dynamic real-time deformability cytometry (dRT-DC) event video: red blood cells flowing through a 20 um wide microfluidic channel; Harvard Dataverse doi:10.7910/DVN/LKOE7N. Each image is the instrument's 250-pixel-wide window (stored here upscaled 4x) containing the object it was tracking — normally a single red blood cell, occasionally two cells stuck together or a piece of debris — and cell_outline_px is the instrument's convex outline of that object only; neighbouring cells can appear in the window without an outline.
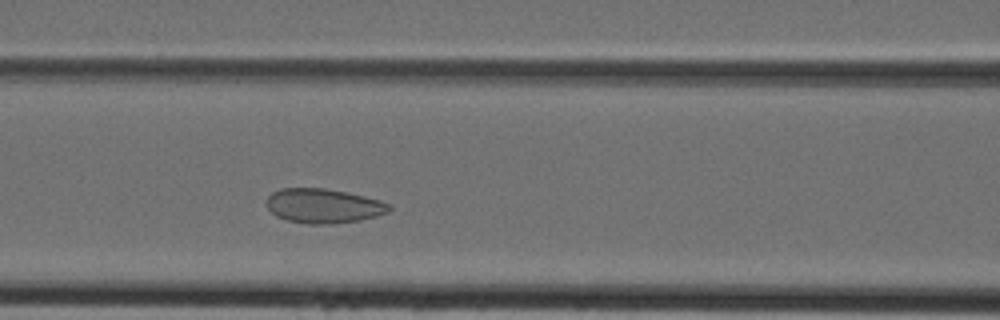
{"species": "Egyptian fruit bat (a non-hibernating species)", "species_latin": "Rousettus aegyptiacus", "temperature_condition": "cold", "stored_images_in_passage": 38, "camera_frame_rate_fps": 3000, "um_per_image_px": 0.085, "animal": {"sex": "female"}, "frame": {"image": 1, "passage_image": 12, "time_ms": 3.667, "image_size_px": [1000, 320], "cell_outline_px": [[392, 208], [388, 212], [376, 216], [360, 220], [328, 224], [308, 224], [288, 220], [276, 216], [264, 204], [264, 200], [272, 192], [280, 188], [324, 188], [348, 192], [380, 200], [392, 204]], "centroid_in_image_um": [27.48, 17.49], "position_along_channel_um": 139.1, "area_um2": 24.85}}
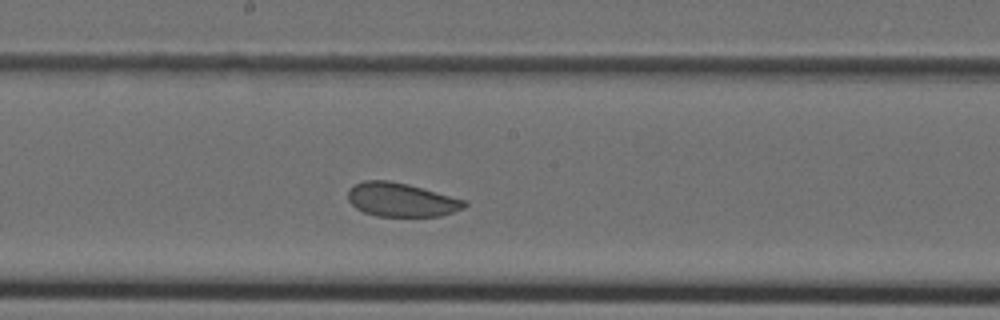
{"frame": {"image": 2, "passage_image": 17, "time_ms": 5.333, "image_size_px": [1000, 320], "cell_outline_px": [[468, 204], [464, 208], [440, 216], [376, 216], [364, 212], [356, 208], [348, 200], [348, 188], [352, 184], [364, 180], [388, 180], [408, 184], [468, 200]], "centroid_in_image_um": [34.1, 16.97], "position_along_channel_um": 214.1, "area_um2": 23.18}}
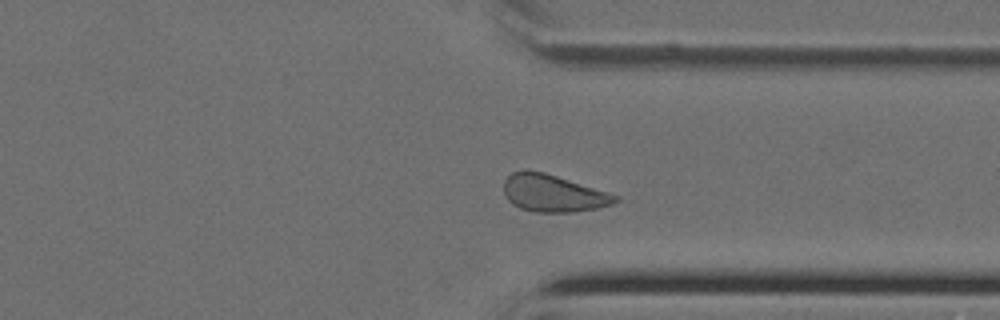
{"frame": {"image": 3, "passage_image": 27, "time_ms": 8.667, "image_size_px": [1000, 320], "cell_outline_px": [[620, 200], [612, 204], [596, 208], [576, 212], [536, 212], [520, 208], [512, 204], [508, 200], [504, 192], [504, 180], [512, 172], [544, 172], [608, 192], [620, 196]], "centroid_in_image_um": [47.04, 16.45], "position_along_channel_um": 364.4, "area_um2": 23.87}}